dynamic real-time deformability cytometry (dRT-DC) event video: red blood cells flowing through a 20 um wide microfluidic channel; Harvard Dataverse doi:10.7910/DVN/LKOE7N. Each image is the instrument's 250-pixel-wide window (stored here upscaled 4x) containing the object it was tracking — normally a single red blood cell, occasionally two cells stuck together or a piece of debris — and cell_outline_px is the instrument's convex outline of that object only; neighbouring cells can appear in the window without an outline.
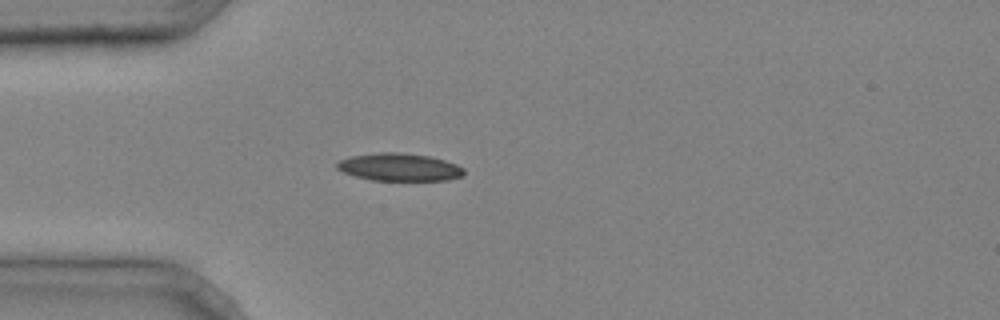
{"species": "common noctule bat (a hibernating species)", "species_latin": "Nyctalus noctula", "temperature_condition": "cold", "stored_images_in_passage": 4, "camera_frame_rate_fps": 3000, "um_per_image_px": 0.085, "animal": {"sex": "male", "body_mass_g": 20.4}, "frame": {"image": 1, "passage_image": 4, "time_ms": 1.0, "image_size_px": [1000, 320], "cell_outline_px": [[464, 176], [448, 180], [372, 180], [356, 176], [344, 172], [336, 168], [336, 164], [340, 160], [352, 156], [380, 152], [404, 152], [428, 156], [444, 160], [456, 164], [464, 168]], "centroid_in_image_um": [33.97, 14.2], "position_along_channel_um": 51.0, "area_um2": 20.4}}